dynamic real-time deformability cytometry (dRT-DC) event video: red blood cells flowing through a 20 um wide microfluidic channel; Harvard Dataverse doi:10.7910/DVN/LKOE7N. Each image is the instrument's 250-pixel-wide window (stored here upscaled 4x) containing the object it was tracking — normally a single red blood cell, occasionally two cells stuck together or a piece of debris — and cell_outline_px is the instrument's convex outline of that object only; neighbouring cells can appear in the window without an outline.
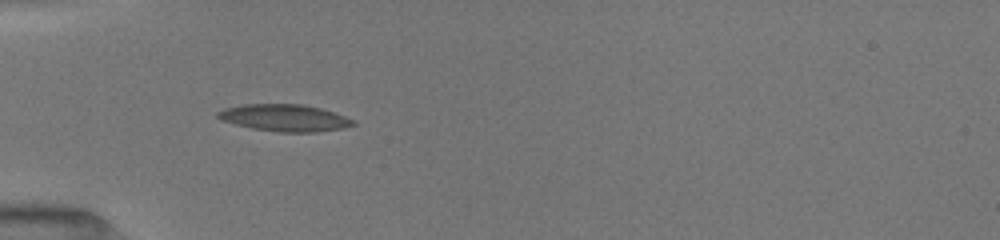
{"species": "common noctule bat (a hibernating species)", "species_latin": "Nyctalus noctula", "temperature_condition": "room temperature", "stored_images_in_passage": 33, "camera_frame_rate_fps": 3000, "um_per_image_px": 0.085, "animal": {"sex": "female", "body_mass_g": 19.5, "forearm_length_mm": 54.1}, "frame": {"image": 1, "passage_image": 1, "time_ms": 0.0, "image_size_px": [1000, 240], "cell_outline_px": [[356, 124], [344, 128], [316, 132], [280, 132], [252, 128], [220, 120], [216, 116], [216, 112], [224, 108], [244, 104], [304, 104], [320, 108], [356, 120]], "centroid_in_image_um": [24.19, 10.01], "position_along_channel_um": 60.8, "area_um2": 21.27}}
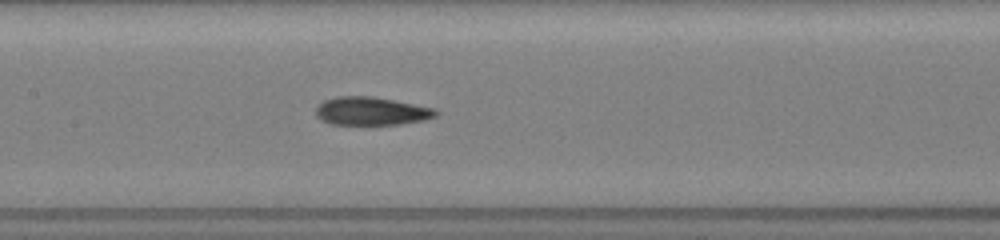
{"frame": {"image": 2, "passage_image": 10, "time_ms": 3.0, "image_size_px": [1000, 240], "cell_outline_px": [[440, 112], [436, 116], [424, 120], [400, 124], [332, 124], [320, 120], [316, 116], [316, 108], [324, 100], [336, 96], [372, 96], [436, 108]], "centroid_in_image_um": [31.58, 9.44], "position_along_channel_um": 175.8, "area_um2": 19.77}}
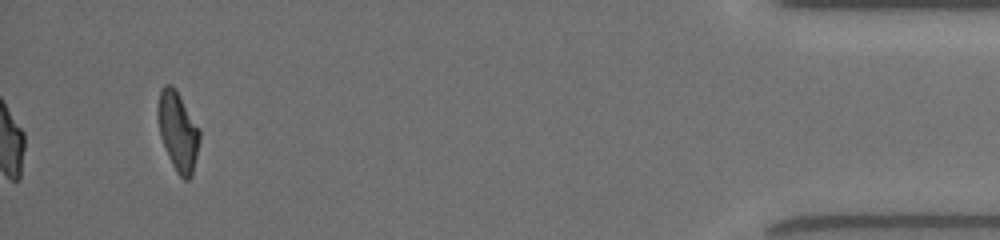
{"frame": {"image": 3, "passage_image": 33, "time_ms": 10.667, "image_size_px": [1000, 240], "cell_outline_px": [[200, 140], [192, 176], [188, 180], [184, 180], [176, 172], [168, 156], [160, 132], [156, 112], [156, 108], [160, 92], [164, 84], [172, 84], [176, 88], [200, 128]], "centroid_in_image_um": [15.13, 11.13], "position_along_channel_um": 420.1, "area_um2": 19.48}, "authors_computed_cell_mechanics": {"area_um2": 19.941, "velocity_mm_per_s": 4.0445, "shape_relaxation_time_tau1_ms": 7.0888, "shape_relaxation_time_tau2_ms": 1.9484, "deformation_change_tau1": 0.1945, "deformation_change_tau2": 0.1003}}